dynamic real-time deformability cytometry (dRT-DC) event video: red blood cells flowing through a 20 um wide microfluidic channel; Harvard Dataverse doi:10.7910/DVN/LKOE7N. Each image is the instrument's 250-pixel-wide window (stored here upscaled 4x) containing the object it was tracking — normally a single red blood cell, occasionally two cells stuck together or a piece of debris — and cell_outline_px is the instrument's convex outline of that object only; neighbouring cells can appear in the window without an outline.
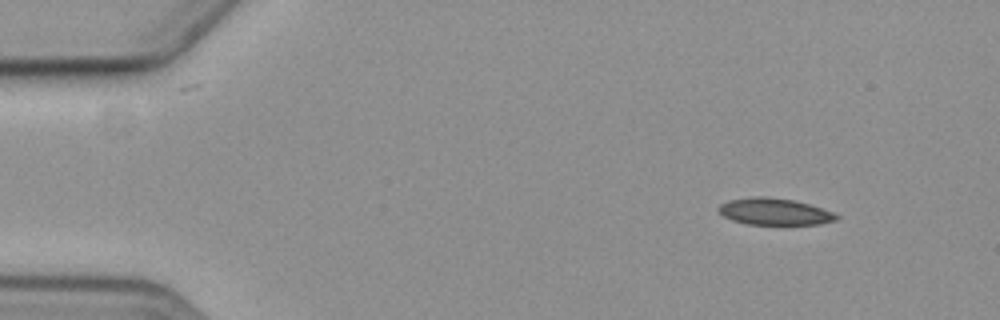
{"species": "common noctule bat (a hibernating species)", "species_latin": "Nyctalus noctula", "temperature_condition": "cold", "stored_images_in_passage": 4, "camera_frame_rate_fps": 3000, "um_per_image_px": 0.085, "animal": {"sex": "female", "body_mass_g": 19.3, "forearm_length_mm": 54.1}, "frame": {"image": 1, "passage_image": 1, "time_ms": 0.0, "image_size_px": [1000, 320], "cell_outline_px": [[840, 216], [836, 220], [820, 224], [748, 224], [732, 220], [724, 216], [716, 208], [720, 204], [728, 200], [752, 196], [764, 196], [792, 200], [808, 204], [832, 212]], "centroid_in_image_um": [65.79, 17.98], "position_along_channel_um": 19.2, "area_um2": 18.21}}
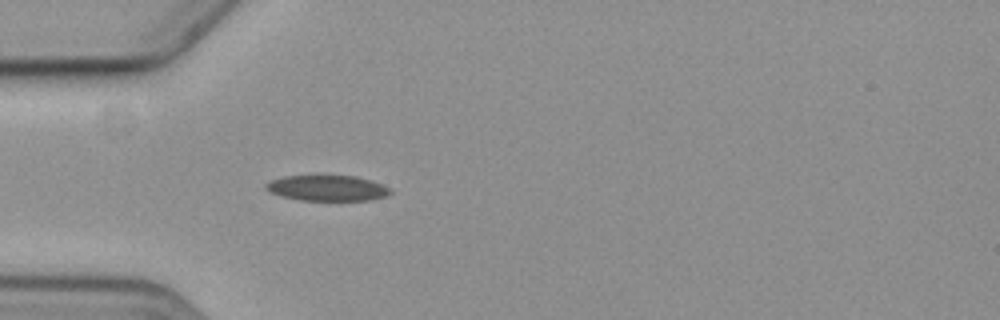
{"frame": {"image": 2, "passage_image": 4, "time_ms": 3.667, "image_size_px": [1000, 320], "cell_outline_px": [[392, 192], [388, 196], [372, 200], [300, 200], [280, 196], [268, 192], [264, 188], [264, 184], [272, 180], [284, 176], [356, 176], [380, 184], [388, 188]], "centroid_in_image_um": [27.77, 16.0], "position_along_channel_um": 57.2, "area_um2": 18.5}}